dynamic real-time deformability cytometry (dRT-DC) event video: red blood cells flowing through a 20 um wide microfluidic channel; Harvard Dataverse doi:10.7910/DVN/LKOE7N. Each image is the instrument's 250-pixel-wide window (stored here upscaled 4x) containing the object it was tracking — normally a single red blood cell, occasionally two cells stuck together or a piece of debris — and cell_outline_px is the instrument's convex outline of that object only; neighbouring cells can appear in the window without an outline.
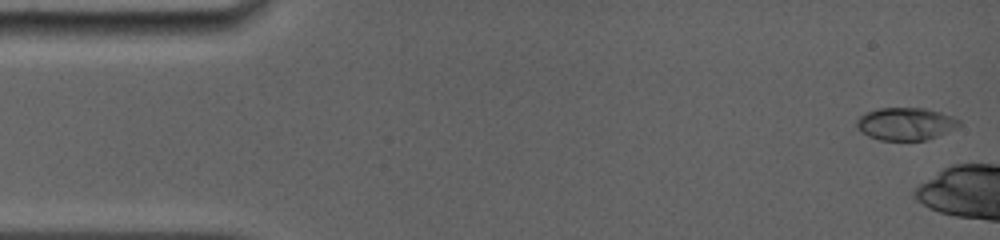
{"species": "common noctule bat (a hibernating species)", "species_latin": "Nyctalus noctula", "temperature_condition": "room temperature", "stored_images_in_passage": 28, "camera_frame_rate_fps": 5000, "um_per_image_px": 0.085, "animal": {"sex": "female", "body_mass_g": 19.0, "forearm_length_mm": 56.7}, "frame": {"image": 1, "passage_image": 1, "time_ms": 0.0, "image_size_px": [1000, 240], "cell_outline_px": [[960, 124], [936, 136], [924, 140], [880, 140], [868, 136], [860, 132], [856, 124], [856, 120], [860, 116], [868, 112], [880, 108], [924, 108], [940, 112], [952, 116], [960, 120]], "centroid_in_image_um": [76.93, 10.52], "position_along_channel_um": 8.1, "area_um2": 19.13}}
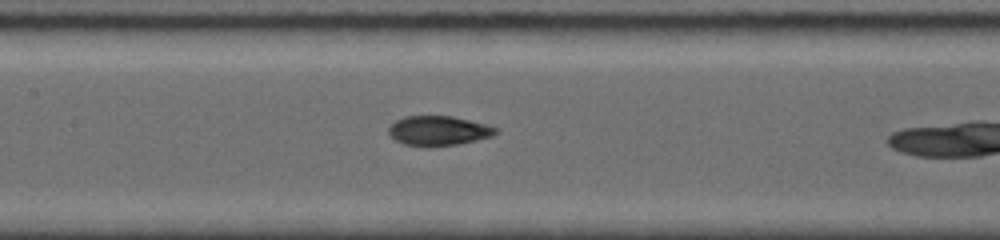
{"frame": {"image": 2, "passage_image": 18, "time_ms": 7.2, "image_size_px": [1000, 240], "cell_outline_px": [[500, 132], [492, 136], [476, 140], [456, 144], [404, 144], [396, 140], [388, 132], [388, 128], [396, 120], [404, 116], [452, 116], [488, 124], [500, 128]], "centroid_in_image_um": [37.35, 11.06], "position_along_channel_um": 170.1, "area_um2": 18.03}}
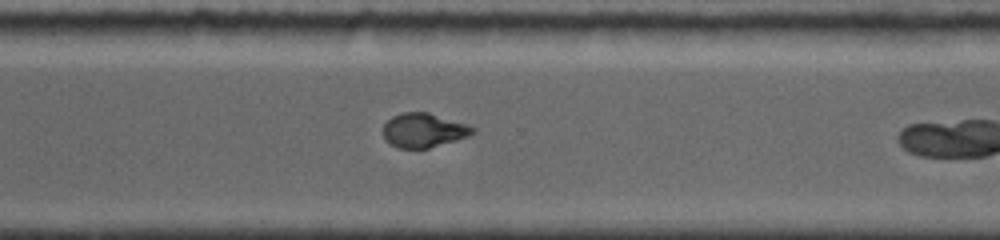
{"frame": {"image": 3, "passage_image": 27, "time_ms": 11.4, "image_size_px": [1000, 240], "cell_outline_px": [[476, 132], [468, 136], [456, 140], [428, 148], [400, 148], [392, 144], [384, 136], [384, 124], [392, 116], [404, 112], [428, 112], [468, 124], [476, 128]], "centroid_in_image_um": [36.05, 11.06], "position_along_channel_um": 334.5, "area_um2": 17.69}}